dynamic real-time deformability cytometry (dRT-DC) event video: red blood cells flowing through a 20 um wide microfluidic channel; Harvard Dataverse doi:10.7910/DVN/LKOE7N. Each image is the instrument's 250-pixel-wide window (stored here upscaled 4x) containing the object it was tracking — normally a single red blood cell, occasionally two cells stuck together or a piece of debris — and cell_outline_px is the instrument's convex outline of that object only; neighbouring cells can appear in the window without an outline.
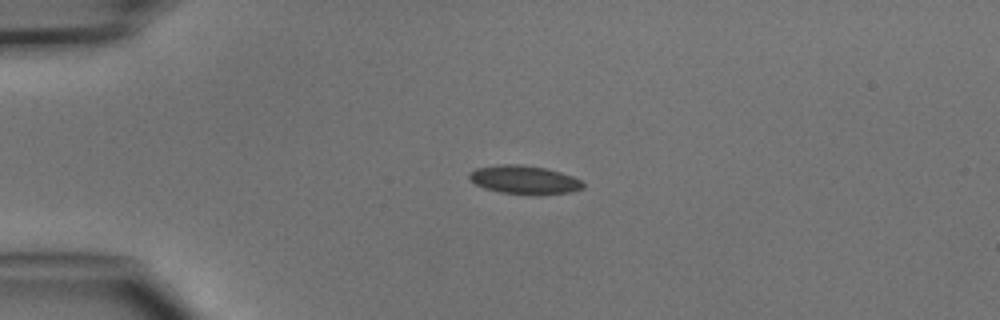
{"species": "common noctule bat (a hibernating species)", "species_latin": "Nyctalus noctula", "temperature_condition": "cold", "stored_images_in_passage": 3, "camera_frame_rate_fps": 3000, "um_per_image_px": 0.085, "animal": {"sex": "male", "body_mass_g": 15.6}, "frame": {"image": 1, "passage_image": 3, "time_ms": 2.333, "image_size_px": [1000, 320], "cell_outline_px": [[584, 188], [572, 192], [500, 192], [484, 188], [468, 180], [468, 172], [476, 168], [496, 164], [520, 164], [544, 168], [560, 172], [572, 176], [580, 180], [584, 184]], "centroid_in_image_um": [44.48, 15.23], "position_along_channel_um": 40.5, "area_um2": 18.26}}